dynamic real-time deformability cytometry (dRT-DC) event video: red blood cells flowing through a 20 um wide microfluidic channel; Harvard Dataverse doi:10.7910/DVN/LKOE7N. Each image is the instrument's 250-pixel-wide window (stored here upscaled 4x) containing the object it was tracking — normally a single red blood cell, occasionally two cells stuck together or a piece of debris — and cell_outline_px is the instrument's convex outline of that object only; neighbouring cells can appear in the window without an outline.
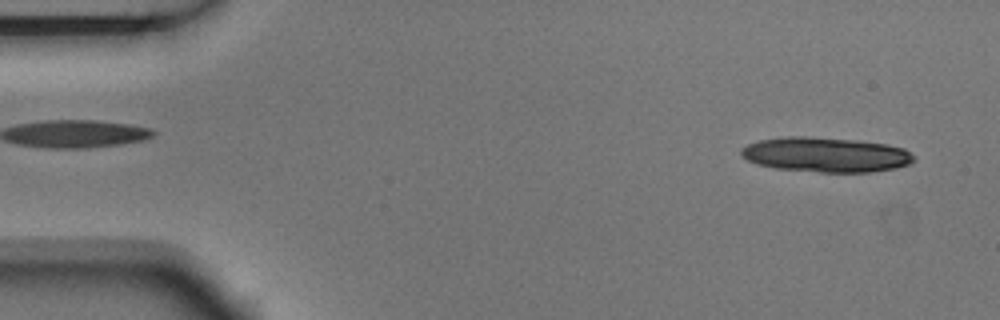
{"species": "Egyptian fruit bat (a non-hibernating species)", "species_latin": "Rousettus aegyptiacus", "temperature_condition": "room temperature", "stored_images_in_passage": 5, "segment_of_instrument_passage": [2, 2], "camera_frame_rate_fps": 3000, "um_per_image_px": 0.085, "animal": {"sex": "male"}, "frame": {"image": 1, "passage_image": 5, "time_ms": 1.333, "image_size_px": [1000, 320], "cell_outline_px": [[916, 160], [908, 164], [892, 168], [868, 172], [820, 172], [776, 168], [760, 164], [748, 160], [740, 152], [740, 148], [748, 144], [760, 140], [784, 136], [808, 136], [860, 140], [888, 144], [904, 148], [916, 156]], "centroid_in_image_um": [70.22, 13.13], "position_along_channel_um": 14.8, "area_um2": 35.08}}